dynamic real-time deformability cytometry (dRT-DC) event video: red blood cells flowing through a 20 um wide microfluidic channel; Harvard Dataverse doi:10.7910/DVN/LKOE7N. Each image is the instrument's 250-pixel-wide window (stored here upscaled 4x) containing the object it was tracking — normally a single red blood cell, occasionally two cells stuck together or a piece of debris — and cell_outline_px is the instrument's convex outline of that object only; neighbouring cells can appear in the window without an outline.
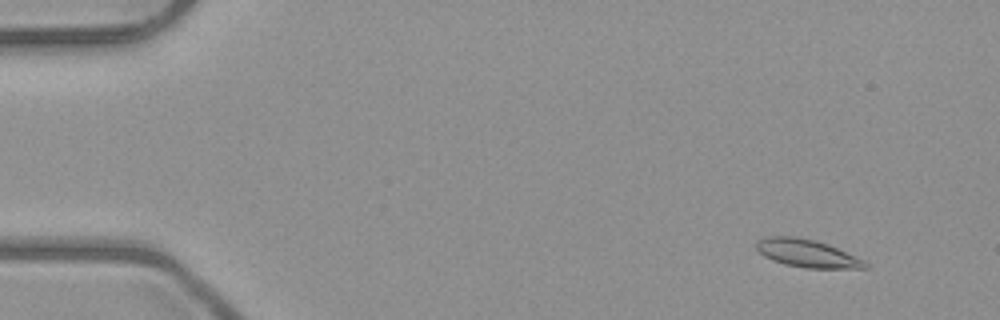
{"species": "common noctule bat (a hibernating species)", "species_latin": "Nyctalus noctula", "temperature_condition": "room temperature", "stored_images_in_passage": 5, "camera_frame_rate_fps": 3000, "um_per_image_px": 0.085, "animal": {"sex": "male", "body_mass_g": 23.1, "forearm_length_mm": 52.7}, "frame": {"image": 1, "passage_image": 2, "time_ms": 1.0, "image_size_px": [1000, 320], "cell_outline_px": [[868, 268], [804, 268], [784, 264], [772, 260], [764, 256], [756, 248], [756, 240], [764, 236], [796, 236], [828, 244], [864, 260], [868, 264]], "centroid_in_image_um": [68.56, 21.53], "position_along_channel_um": 16.4, "area_um2": 17.63}}
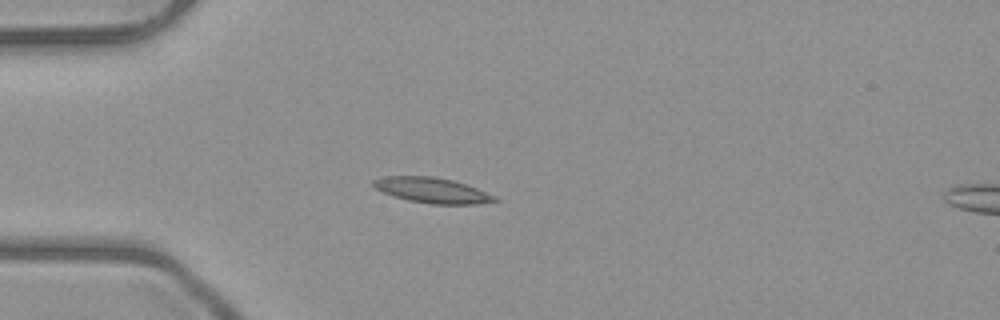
{"frame": {"image": 2, "passage_image": 4, "time_ms": 4.333, "image_size_px": [1000, 320], "cell_outline_px": [[500, 200], [476, 204], [432, 204], [408, 200], [384, 192], [376, 188], [372, 184], [372, 180], [388, 176], [432, 176], [452, 180], [476, 188], [496, 196]], "centroid_in_image_um": [36.75, 16.17], "position_along_channel_um": 48.2, "area_um2": 17.63}}